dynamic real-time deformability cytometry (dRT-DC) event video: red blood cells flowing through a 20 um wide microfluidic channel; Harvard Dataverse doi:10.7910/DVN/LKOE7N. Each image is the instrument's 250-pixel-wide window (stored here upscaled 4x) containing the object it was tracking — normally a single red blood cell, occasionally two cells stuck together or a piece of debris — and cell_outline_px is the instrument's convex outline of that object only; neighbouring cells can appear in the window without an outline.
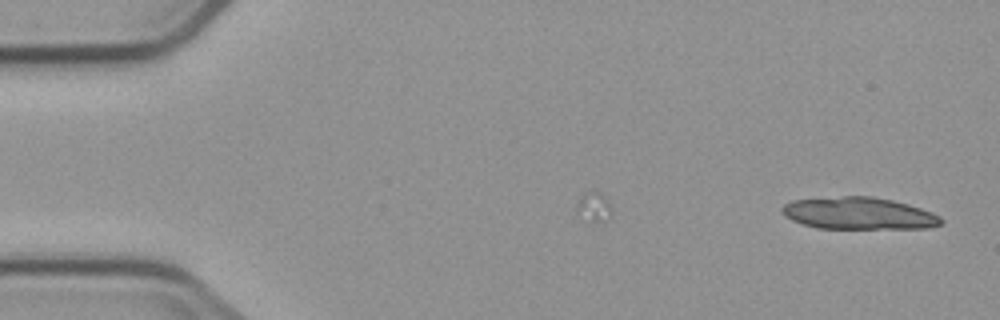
{"species": "common noctule bat (a hibernating species)", "species_latin": "Nyctalus noctula", "temperature_condition": "cold", "stored_images_in_passage": 3, "camera_frame_rate_fps": 3000, "um_per_image_px": 0.085, "animal": {"sex": "male", "body_mass_g": 23.1, "forearm_length_mm": 52.7}, "frame": {"image": 1, "passage_image": 3, "time_ms": 2.333, "image_size_px": [1000, 320], "cell_outline_px": [[944, 220], [940, 224], [928, 228], [816, 228], [792, 220], [784, 216], [780, 208], [784, 204], [792, 200], [844, 196], [872, 196], [892, 200], [908, 204], [932, 212], [940, 216]], "centroid_in_image_um": [72.98, 18.13], "position_along_channel_um": 12.0, "area_um2": 29.71}}